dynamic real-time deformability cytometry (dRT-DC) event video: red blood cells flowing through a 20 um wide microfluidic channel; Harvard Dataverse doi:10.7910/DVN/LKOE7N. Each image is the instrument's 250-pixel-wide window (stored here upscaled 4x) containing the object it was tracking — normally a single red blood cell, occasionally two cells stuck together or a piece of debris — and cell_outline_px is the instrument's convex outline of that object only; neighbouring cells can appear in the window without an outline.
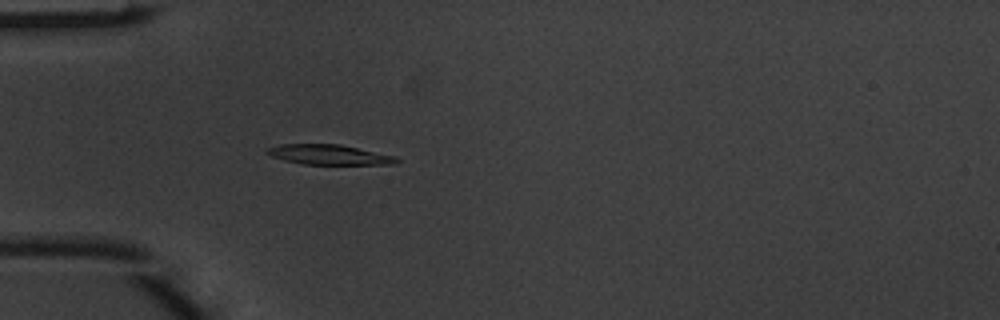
{"species": "common noctule bat (a hibernating species)", "species_latin": "Nyctalus noctula", "temperature_condition": "warm", "stored_images_in_passage": 4, "camera_frame_rate_fps": 3000, "um_per_image_px": 0.085, "animal": {"sex": "male", "body_mass_g": 20.1, "forearm_length_mm": 53.5}, "frame": {"image": 1, "passage_image": 4, "time_ms": 1.0, "image_size_px": [1000, 320], "cell_outline_px": [[400, 160], [396, 164], [304, 164], [284, 160], [272, 156], [264, 152], [268, 148], [280, 144], [340, 144], [396, 156]], "centroid_in_image_um": [27.99, 13.14], "position_along_channel_um": 57.0, "area_um2": 15.03}}